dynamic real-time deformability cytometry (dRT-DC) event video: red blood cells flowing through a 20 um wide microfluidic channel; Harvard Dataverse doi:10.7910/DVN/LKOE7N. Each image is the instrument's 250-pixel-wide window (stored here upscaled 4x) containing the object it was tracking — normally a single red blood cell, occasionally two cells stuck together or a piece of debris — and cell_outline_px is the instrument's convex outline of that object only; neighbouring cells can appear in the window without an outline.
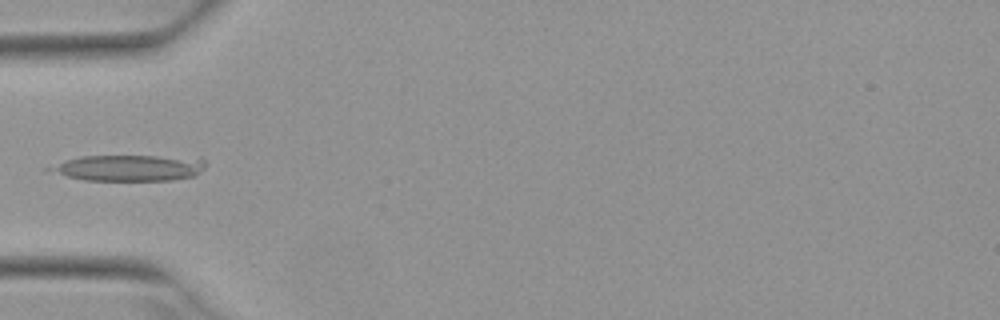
{"species": "Egyptian fruit bat (a non-hibernating species)", "species_latin": "Rousettus aegyptiacus", "temperature_condition": "warm", "stored_images_in_passage": 5, "camera_frame_rate_fps": 3000, "um_per_image_px": 0.085, "animal": {"sex": "female"}, "frame": {"image": 1, "passage_image": 5, "time_ms": 1.333, "image_size_px": [1000, 320], "cell_outline_px": [[208, 164], [196, 176], [172, 180], [84, 180], [48, 172], [44, 168], [64, 160], [80, 156], [200, 156]], "centroid_in_image_um": [11.0, 14.25], "position_along_channel_um": 74.0, "area_um2": 24.28}}